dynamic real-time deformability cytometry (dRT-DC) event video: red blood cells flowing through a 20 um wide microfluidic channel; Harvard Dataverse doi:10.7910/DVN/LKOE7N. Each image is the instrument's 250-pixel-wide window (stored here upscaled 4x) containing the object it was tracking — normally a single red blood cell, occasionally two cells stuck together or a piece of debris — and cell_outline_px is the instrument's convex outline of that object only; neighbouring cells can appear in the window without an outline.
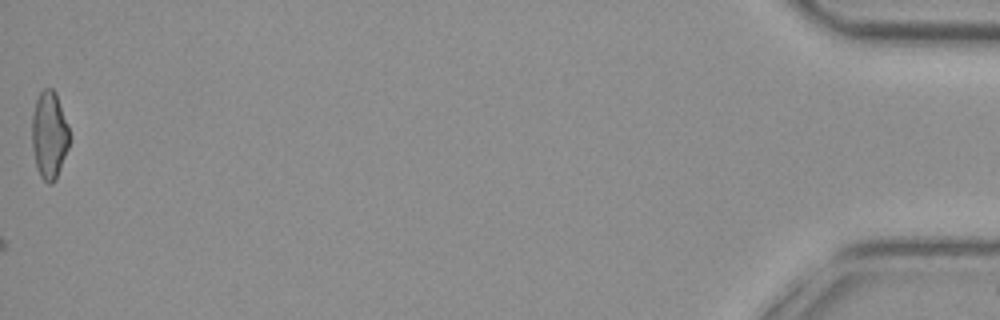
{"species": "common noctule bat (a hibernating species)", "species_latin": "Nyctalus noctula", "temperature_condition": "cold", "stored_images_in_passage": 41, "camera_frame_rate_fps": 3000, "um_per_image_px": 0.085, "animal": {"sex": "female", "body_mass_g": 29.2, "forearm_length_mm": 56.3}, "frame": {"image": 1, "passage_image": 41, "time_ms": 13.333, "image_size_px": [1000, 320], "cell_outline_px": [[68, 148], [56, 180], [52, 184], [48, 184], [40, 176], [36, 168], [32, 148], [32, 116], [36, 100], [40, 92], [44, 88], [52, 88], [56, 92], [68, 124]], "centroid_in_image_um": [4.18, 11.49], "position_along_channel_um": 431.0, "area_um2": 19.19}}